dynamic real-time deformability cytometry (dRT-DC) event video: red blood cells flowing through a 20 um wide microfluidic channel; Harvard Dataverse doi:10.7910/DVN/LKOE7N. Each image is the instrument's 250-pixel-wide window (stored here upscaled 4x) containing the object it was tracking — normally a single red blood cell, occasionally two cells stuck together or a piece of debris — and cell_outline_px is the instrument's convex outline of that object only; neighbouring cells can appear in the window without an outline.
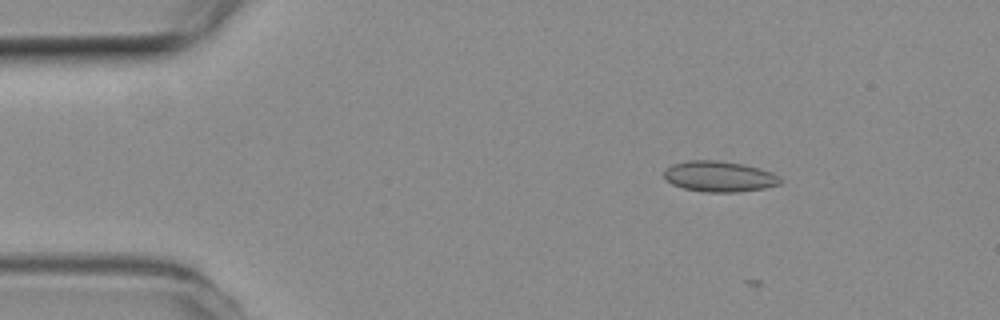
{"species": "common noctule bat (a hibernating species)", "species_latin": "Nyctalus noctula", "temperature_condition": "room temperature", "stored_images_in_passage": 5, "camera_frame_rate_fps": 3000, "um_per_image_px": 0.085, "animal": {"sex": "female", "body_mass_g": 19.3, "forearm_length_mm": 54.1}, "frame": {"image": 1, "passage_image": 4, "time_ms": 1.0, "image_size_px": [1000, 320], "cell_outline_px": [[780, 184], [764, 188], [736, 192], [704, 192], [684, 188], [672, 184], [664, 176], [664, 172], [672, 164], [688, 160], [716, 160], [744, 164], [760, 168], [772, 172], [780, 180]], "centroid_in_image_um": [61.13, 14.99], "position_along_channel_um": 23.9, "area_um2": 20.63}}